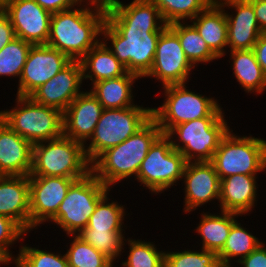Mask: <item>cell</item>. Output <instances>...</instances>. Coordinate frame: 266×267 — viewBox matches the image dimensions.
Returning <instances> with one entry per match:
<instances>
[{"label": "cell", "instance_id": "16", "mask_svg": "<svg viewBox=\"0 0 266 267\" xmlns=\"http://www.w3.org/2000/svg\"><path fill=\"white\" fill-rule=\"evenodd\" d=\"M83 82L81 62L71 61L29 97L38 104L55 108L64 113L70 103L83 92L84 88L81 86Z\"/></svg>", "mask_w": 266, "mask_h": 267}, {"label": "cell", "instance_id": "37", "mask_svg": "<svg viewBox=\"0 0 266 267\" xmlns=\"http://www.w3.org/2000/svg\"><path fill=\"white\" fill-rule=\"evenodd\" d=\"M200 249L165 251V267H221L215 251Z\"/></svg>", "mask_w": 266, "mask_h": 267}, {"label": "cell", "instance_id": "21", "mask_svg": "<svg viewBox=\"0 0 266 267\" xmlns=\"http://www.w3.org/2000/svg\"><path fill=\"white\" fill-rule=\"evenodd\" d=\"M258 175L236 174L220 180L218 207L222 211L246 216L251 213L258 201ZM246 214V215H245Z\"/></svg>", "mask_w": 266, "mask_h": 267}, {"label": "cell", "instance_id": "27", "mask_svg": "<svg viewBox=\"0 0 266 267\" xmlns=\"http://www.w3.org/2000/svg\"><path fill=\"white\" fill-rule=\"evenodd\" d=\"M221 211V212H220ZM219 213L202 212L198 226L194 231L200 235L201 248L218 253L224 246L232 225L239 218V214L222 211Z\"/></svg>", "mask_w": 266, "mask_h": 267}, {"label": "cell", "instance_id": "13", "mask_svg": "<svg viewBox=\"0 0 266 267\" xmlns=\"http://www.w3.org/2000/svg\"><path fill=\"white\" fill-rule=\"evenodd\" d=\"M77 179L51 176H29L30 231L57 213L70 186ZM34 229V230H33Z\"/></svg>", "mask_w": 266, "mask_h": 267}, {"label": "cell", "instance_id": "6", "mask_svg": "<svg viewBox=\"0 0 266 267\" xmlns=\"http://www.w3.org/2000/svg\"><path fill=\"white\" fill-rule=\"evenodd\" d=\"M144 105L103 109L93 135L84 144L87 159L92 164L107 149L119 145L135 134L152 118V108Z\"/></svg>", "mask_w": 266, "mask_h": 267}, {"label": "cell", "instance_id": "15", "mask_svg": "<svg viewBox=\"0 0 266 267\" xmlns=\"http://www.w3.org/2000/svg\"><path fill=\"white\" fill-rule=\"evenodd\" d=\"M70 62L71 60L57 49L48 45H32L18 79L16 95L29 97Z\"/></svg>", "mask_w": 266, "mask_h": 267}, {"label": "cell", "instance_id": "25", "mask_svg": "<svg viewBox=\"0 0 266 267\" xmlns=\"http://www.w3.org/2000/svg\"><path fill=\"white\" fill-rule=\"evenodd\" d=\"M80 62L83 79L91 81L89 86L95 82L123 76L128 72L102 41L91 48Z\"/></svg>", "mask_w": 266, "mask_h": 267}, {"label": "cell", "instance_id": "40", "mask_svg": "<svg viewBox=\"0 0 266 267\" xmlns=\"http://www.w3.org/2000/svg\"><path fill=\"white\" fill-rule=\"evenodd\" d=\"M51 14L72 9L81 4L80 0H34Z\"/></svg>", "mask_w": 266, "mask_h": 267}, {"label": "cell", "instance_id": "5", "mask_svg": "<svg viewBox=\"0 0 266 267\" xmlns=\"http://www.w3.org/2000/svg\"><path fill=\"white\" fill-rule=\"evenodd\" d=\"M165 98L159 107H152V118L162 134L172 127L204 117H224L226 112L219 101L210 96L190 91L185 84L161 87Z\"/></svg>", "mask_w": 266, "mask_h": 267}, {"label": "cell", "instance_id": "22", "mask_svg": "<svg viewBox=\"0 0 266 267\" xmlns=\"http://www.w3.org/2000/svg\"><path fill=\"white\" fill-rule=\"evenodd\" d=\"M0 214L31 233L29 176H0Z\"/></svg>", "mask_w": 266, "mask_h": 267}, {"label": "cell", "instance_id": "19", "mask_svg": "<svg viewBox=\"0 0 266 267\" xmlns=\"http://www.w3.org/2000/svg\"><path fill=\"white\" fill-rule=\"evenodd\" d=\"M103 107L89 90L83 91L63 113V134L85 144L93 135Z\"/></svg>", "mask_w": 266, "mask_h": 267}, {"label": "cell", "instance_id": "20", "mask_svg": "<svg viewBox=\"0 0 266 267\" xmlns=\"http://www.w3.org/2000/svg\"><path fill=\"white\" fill-rule=\"evenodd\" d=\"M33 144L14 132L0 116V176H29Z\"/></svg>", "mask_w": 266, "mask_h": 267}, {"label": "cell", "instance_id": "9", "mask_svg": "<svg viewBox=\"0 0 266 267\" xmlns=\"http://www.w3.org/2000/svg\"><path fill=\"white\" fill-rule=\"evenodd\" d=\"M15 107L0 111V116L14 132L32 144L63 135V113L34 102L30 97L16 96Z\"/></svg>", "mask_w": 266, "mask_h": 267}, {"label": "cell", "instance_id": "32", "mask_svg": "<svg viewBox=\"0 0 266 267\" xmlns=\"http://www.w3.org/2000/svg\"><path fill=\"white\" fill-rule=\"evenodd\" d=\"M160 10L164 22H188L206 10L215 0H150Z\"/></svg>", "mask_w": 266, "mask_h": 267}, {"label": "cell", "instance_id": "41", "mask_svg": "<svg viewBox=\"0 0 266 267\" xmlns=\"http://www.w3.org/2000/svg\"><path fill=\"white\" fill-rule=\"evenodd\" d=\"M15 38L10 18L0 7V50Z\"/></svg>", "mask_w": 266, "mask_h": 267}, {"label": "cell", "instance_id": "12", "mask_svg": "<svg viewBox=\"0 0 266 267\" xmlns=\"http://www.w3.org/2000/svg\"><path fill=\"white\" fill-rule=\"evenodd\" d=\"M195 67L187 59L178 36L167 26L160 34L153 65L143 77L161 83L162 87L172 84H187Z\"/></svg>", "mask_w": 266, "mask_h": 267}, {"label": "cell", "instance_id": "33", "mask_svg": "<svg viewBox=\"0 0 266 267\" xmlns=\"http://www.w3.org/2000/svg\"><path fill=\"white\" fill-rule=\"evenodd\" d=\"M71 237L69 249L65 255L69 267H114V263L104 254L97 251L93 246L85 242L78 235H67ZM73 240V241H72Z\"/></svg>", "mask_w": 266, "mask_h": 267}, {"label": "cell", "instance_id": "29", "mask_svg": "<svg viewBox=\"0 0 266 267\" xmlns=\"http://www.w3.org/2000/svg\"><path fill=\"white\" fill-rule=\"evenodd\" d=\"M168 27L178 36L187 59L195 68L199 64H207L219 59L189 21L175 22Z\"/></svg>", "mask_w": 266, "mask_h": 267}, {"label": "cell", "instance_id": "24", "mask_svg": "<svg viewBox=\"0 0 266 267\" xmlns=\"http://www.w3.org/2000/svg\"><path fill=\"white\" fill-rule=\"evenodd\" d=\"M139 79L138 75L127 72L117 78L95 82L89 90L101 103L103 109L128 108L136 105L133 85Z\"/></svg>", "mask_w": 266, "mask_h": 267}, {"label": "cell", "instance_id": "3", "mask_svg": "<svg viewBox=\"0 0 266 267\" xmlns=\"http://www.w3.org/2000/svg\"><path fill=\"white\" fill-rule=\"evenodd\" d=\"M161 134L157 122L151 118L128 139L103 152L91 164V172L110 189L123 180L132 179L130 177L136 180L150 146Z\"/></svg>", "mask_w": 266, "mask_h": 267}, {"label": "cell", "instance_id": "28", "mask_svg": "<svg viewBox=\"0 0 266 267\" xmlns=\"http://www.w3.org/2000/svg\"><path fill=\"white\" fill-rule=\"evenodd\" d=\"M262 242L237 220L232 225L223 248L217 253L221 267H234L235 262L248 256Z\"/></svg>", "mask_w": 266, "mask_h": 267}, {"label": "cell", "instance_id": "4", "mask_svg": "<svg viewBox=\"0 0 266 267\" xmlns=\"http://www.w3.org/2000/svg\"><path fill=\"white\" fill-rule=\"evenodd\" d=\"M91 173L84 144L64 134L33 144L32 170L29 176L82 179Z\"/></svg>", "mask_w": 266, "mask_h": 267}, {"label": "cell", "instance_id": "42", "mask_svg": "<svg viewBox=\"0 0 266 267\" xmlns=\"http://www.w3.org/2000/svg\"><path fill=\"white\" fill-rule=\"evenodd\" d=\"M254 9L262 33H266V0H247Z\"/></svg>", "mask_w": 266, "mask_h": 267}, {"label": "cell", "instance_id": "34", "mask_svg": "<svg viewBox=\"0 0 266 267\" xmlns=\"http://www.w3.org/2000/svg\"><path fill=\"white\" fill-rule=\"evenodd\" d=\"M123 232L125 233V231L82 230L78 236L115 264L125 252L126 244L123 245L125 239ZM117 259L118 261H116Z\"/></svg>", "mask_w": 266, "mask_h": 267}, {"label": "cell", "instance_id": "45", "mask_svg": "<svg viewBox=\"0 0 266 267\" xmlns=\"http://www.w3.org/2000/svg\"><path fill=\"white\" fill-rule=\"evenodd\" d=\"M14 264V262L0 249V265Z\"/></svg>", "mask_w": 266, "mask_h": 267}, {"label": "cell", "instance_id": "11", "mask_svg": "<svg viewBox=\"0 0 266 267\" xmlns=\"http://www.w3.org/2000/svg\"><path fill=\"white\" fill-rule=\"evenodd\" d=\"M186 164L185 157L172 147L165 134H161L142 161L136 181L152 194H161L182 181Z\"/></svg>", "mask_w": 266, "mask_h": 267}, {"label": "cell", "instance_id": "31", "mask_svg": "<svg viewBox=\"0 0 266 267\" xmlns=\"http://www.w3.org/2000/svg\"><path fill=\"white\" fill-rule=\"evenodd\" d=\"M125 243L129 246L126 247L129 248V254L120 267H165V251L157 248L153 242L128 237L123 245Z\"/></svg>", "mask_w": 266, "mask_h": 267}, {"label": "cell", "instance_id": "39", "mask_svg": "<svg viewBox=\"0 0 266 267\" xmlns=\"http://www.w3.org/2000/svg\"><path fill=\"white\" fill-rule=\"evenodd\" d=\"M240 267H266V246L262 242L253 252L248 256L242 258L238 264Z\"/></svg>", "mask_w": 266, "mask_h": 267}, {"label": "cell", "instance_id": "23", "mask_svg": "<svg viewBox=\"0 0 266 267\" xmlns=\"http://www.w3.org/2000/svg\"><path fill=\"white\" fill-rule=\"evenodd\" d=\"M189 22L219 59L226 54L228 51L227 19L225 9L216 1Z\"/></svg>", "mask_w": 266, "mask_h": 267}, {"label": "cell", "instance_id": "36", "mask_svg": "<svg viewBox=\"0 0 266 267\" xmlns=\"http://www.w3.org/2000/svg\"><path fill=\"white\" fill-rule=\"evenodd\" d=\"M15 267H69L66 255L59 252L19 244Z\"/></svg>", "mask_w": 266, "mask_h": 267}, {"label": "cell", "instance_id": "43", "mask_svg": "<svg viewBox=\"0 0 266 267\" xmlns=\"http://www.w3.org/2000/svg\"><path fill=\"white\" fill-rule=\"evenodd\" d=\"M253 50L255 52L257 62L266 74V33H262L259 36L257 42L254 44Z\"/></svg>", "mask_w": 266, "mask_h": 267}, {"label": "cell", "instance_id": "18", "mask_svg": "<svg viewBox=\"0 0 266 267\" xmlns=\"http://www.w3.org/2000/svg\"><path fill=\"white\" fill-rule=\"evenodd\" d=\"M225 10L228 27V51L251 50L262 31L253 6L247 0H215ZM233 9L235 11L228 12ZM235 12V13H234ZM234 13V14H233Z\"/></svg>", "mask_w": 266, "mask_h": 267}, {"label": "cell", "instance_id": "30", "mask_svg": "<svg viewBox=\"0 0 266 267\" xmlns=\"http://www.w3.org/2000/svg\"><path fill=\"white\" fill-rule=\"evenodd\" d=\"M109 193L97 203L95 211L89 218L86 228L83 230H101L106 232L125 231L126 206L119 204L117 201L110 200Z\"/></svg>", "mask_w": 266, "mask_h": 267}, {"label": "cell", "instance_id": "10", "mask_svg": "<svg viewBox=\"0 0 266 267\" xmlns=\"http://www.w3.org/2000/svg\"><path fill=\"white\" fill-rule=\"evenodd\" d=\"M110 191L91 172L70 186L57 213L48 222L59 226L66 235H78L86 228L97 203Z\"/></svg>", "mask_w": 266, "mask_h": 267}, {"label": "cell", "instance_id": "7", "mask_svg": "<svg viewBox=\"0 0 266 267\" xmlns=\"http://www.w3.org/2000/svg\"><path fill=\"white\" fill-rule=\"evenodd\" d=\"M230 126L224 117H204L172 127L165 135L187 162L211 161Z\"/></svg>", "mask_w": 266, "mask_h": 267}, {"label": "cell", "instance_id": "44", "mask_svg": "<svg viewBox=\"0 0 266 267\" xmlns=\"http://www.w3.org/2000/svg\"><path fill=\"white\" fill-rule=\"evenodd\" d=\"M119 0H80L82 4H88L104 10L110 9Z\"/></svg>", "mask_w": 266, "mask_h": 267}, {"label": "cell", "instance_id": "2", "mask_svg": "<svg viewBox=\"0 0 266 267\" xmlns=\"http://www.w3.org/2000/svg\"><path fill=\"white\" fill-rule=\"evenodd\" d=\"M105 20L106 10L82 3L53 13L46 45L64 53L71 61H80L101 41Z\"/></svg>", "mask_w": 266, "mask_h": 267}, {"label": "cell", "instance_id": "17", "mask_svg": "<svg viewBox=\"0 0 266 267\" xmlns=\"http://www.w3.org/2000/svg\"><path fill=\"white\" fill-rule=\"evenodd\" d=\"M182 182L184 184V213L199 209L220 197V178L210 161L187 162Z\"/></svg>", "mask_w": 266, "mask_h": 267}, {"label": "cell", "instance_id": "14", "mask_svg": "<svg viewBox=\"0 0 266 267\" xmlns=\"http://www.w3.org/2000/svg\"><path fill=\"white\" fill-rule=\"evenodd\" d=\"M10 18L15 36L32 45H46L51 13L34 0H6L0 4Z\"/></svg>", "mask_w": 266, "mask_h": 267}, {"label": "cell", "instance_id": "8", "mask_svg": "<svg viewBox=\"0 0 266 267\" xmlns=\"http://www.w3.org/2000/svg\"><path fill=\"white\" fill-rule=\"evenodd\" d=\"M210 162L220 180L236 174L259 175L266 171V140L251 134L238 136L230 129Z\"/></svg>", "mask_w": 266, "mask_h": 267}, {"label": "cell", "instance_id": "35", "mask_svg": "<svg viewBox=\"0 0 266 267\" xmlns=\"http://www.w3.org/2000/svg\"><path fill=\"white\" fill-rule=\"evenodd\" d=\"M32 44L15 38L0 50V76L21 77Z\"/></svg>", "mask_w": 266, "mask_h": 267}, {"label": "cell", "instance_id": "38", "mask_svg": "<svg viewBox=\"0 0 266 267\" xmlns=\"http://www.w3.org/2000/svg\"><path fill=\"white\" fill-rule=\"evenodd\" d=\"M27 232L13 219L0 214V249L13 261H16L13 248L14 244L24 239ZM20 239V240H19ZM10 247V248H9Z\"/></svg>", "mask_w": 266, "mask_h": 267}, {"label": "cell", "instance_id": "26", "mask_svg": "<svg viewBox=\"0 0 266 267\" xmlns=\"http://www.w3.org/2000/svg\"><path fill=\"white\" fill-rule=\"evenodd\" d=\"M230 52V53H229ZM230 54L231 69L245 93L262 94L266 91V74L263 72L253 49L227 51Z\"/></svg>", "mask_w": 266, "mask_h": 267}, {"label": "cell", "instance_id": "1", "mask_svg": "<svg viewBox=\"0 0 266 267\" xmlns=\"http://www.w3.org/2000/svg\"><path fill=\"white\" fill-rule=\"evenodd\" d=\"M167 26L152 1L124 4L119 0L106 10L101 41L128 72L143 79L153 65L159 36Z\"/></svg>", "mask_w": 266, "mask_h": 267}]
</instances>
